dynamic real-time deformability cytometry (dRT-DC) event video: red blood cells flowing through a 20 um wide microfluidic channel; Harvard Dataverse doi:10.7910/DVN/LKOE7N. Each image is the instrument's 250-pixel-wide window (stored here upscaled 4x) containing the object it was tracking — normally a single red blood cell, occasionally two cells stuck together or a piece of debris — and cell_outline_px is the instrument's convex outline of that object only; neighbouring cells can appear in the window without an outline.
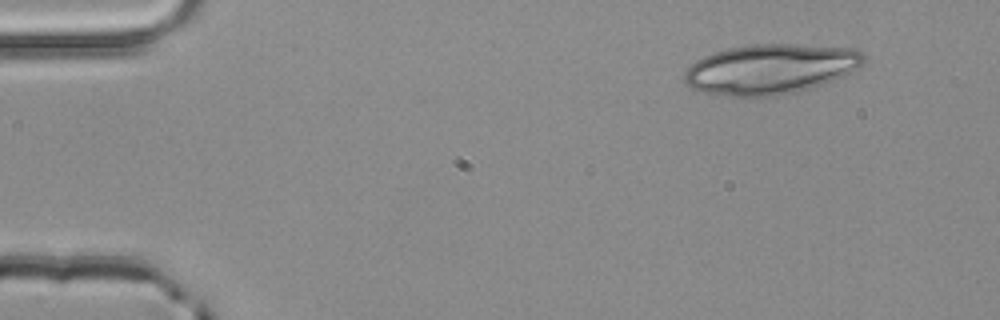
{"species": "common noctule bat (a hibernating species)", "species_latin": "Nyctalus noctula", "temperature_condition": "room temperature", "stored_images_in_passage": 2, "camera_frame_rate_fps": 3000, "um_per_image_px": 0.085, "animal": {"sex": "male", "body_mass_g": 20.4}, "frame": {"image": 1, "passage_image": 1, "time_ms": 0.0, "image_size_px": [1000, 320], "cell_outline_px": [[864, 64], [832, 80], [808, 88], [776, 96], [732, 96], [704, 92], [692, 88], [684, 84], [684, 72], [696, 60], [704, 56], [728, 48], [748, 44], [792, 44], [852, 48], [860, 52], [864, 56]], "centroid_in_image_um": [65.44, 5.86], "position_along_channel_um": 19.6, "area_um2": 51.67}}